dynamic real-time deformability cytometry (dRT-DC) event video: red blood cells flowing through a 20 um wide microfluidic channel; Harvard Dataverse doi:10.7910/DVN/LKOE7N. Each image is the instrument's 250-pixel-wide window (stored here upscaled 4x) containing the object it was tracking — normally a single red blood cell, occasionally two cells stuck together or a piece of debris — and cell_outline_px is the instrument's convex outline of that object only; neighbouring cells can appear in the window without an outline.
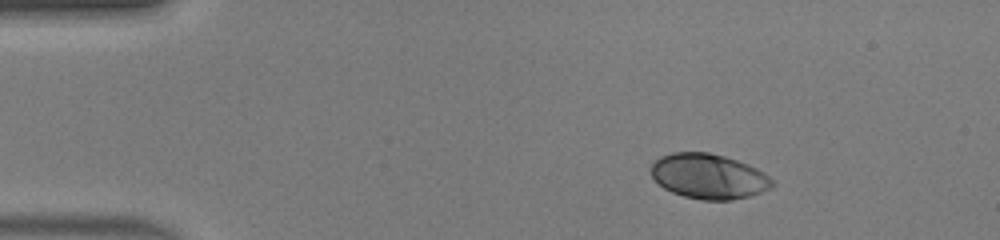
{"species": "human", "species_latin": "Homo sapiens", "temperature_condition": "warm", "stored_images_in_passage": 43, "camera_frame_rate_fps": 3000, "um_per_image_px": 0.085, "donor": {"sex": "male"}, "frame": {"image": 1, "passage_image": 1, "time_ms": 0.0, "image_size_px": [1000, 240], "cell_outline_px": [[776, 184], [772, 188], [748, 196], [732, 200], [704, 200], [684, 196], [672, 192], [664, 188], [652, 176], [652, 164], [660, 156], [672, 152], [708, 152], [724, 156], [748, 164], [764, 172]], "centroid_in_image_um": [60.26, 14.98], "position_along_channel_um": 24.7, "area_um2": 31.67}}
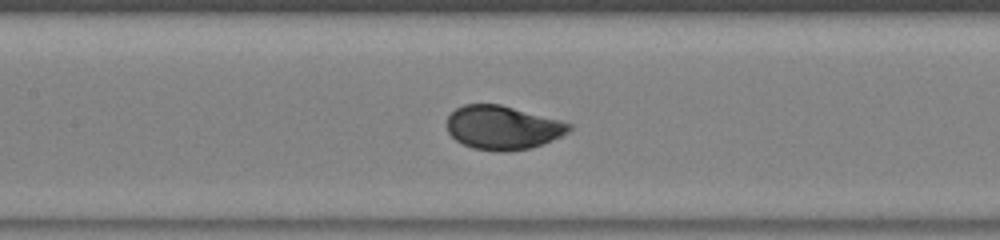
{"frame": {"image": 2, "passage_image": 17, "time_ms": 5.333, "image_size_px": [1000, 240], "cell_outline_px": [[572, 128], [568, 132], [552, 140], [528, 148], [504, 152], [500, 152], [472, 148], [456, 140], [448, 132], [448, 116], [456, 108], [464, 104], [500, 104], [560, 120], [572, 124]], "centroid_in_image_um": [42.72, 10.84], "position_along_channel_um": 164.7, "area_um2": 30.92}}
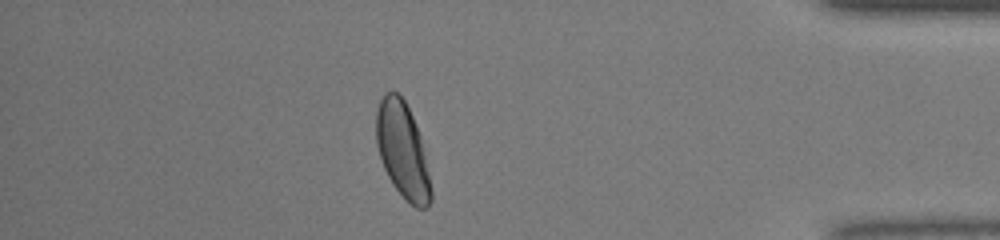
{"frame": {"image": 3, "passage_image": 37, "time_ms": 12.0, "image_size_px": [1000, 240], "cell_outline_px": [[432, 200], [424, 208], [416, 208], [392, 184], [384, 168], [376, 144], [376, 112], [380, 100], [384, 92], [396, 92], [404, 100], [412, 116], [420, 136], [432, 188]], "centroid_in_image_um": [34.21, 12.77], "position_along_channel_um": 401.0, "area_um2": 30.06}, "authors_computed_cell_mechanics": {"area_um2": 31.3276, "velocity_mm_per_s": 4.1224, "shape_relaxation_time_tau1_ms": 2.0553, "shape_relaxation_time_tau2_ms": null, "deformation_change_tau1": 0.1566, "deformation_change_tau2": null}}